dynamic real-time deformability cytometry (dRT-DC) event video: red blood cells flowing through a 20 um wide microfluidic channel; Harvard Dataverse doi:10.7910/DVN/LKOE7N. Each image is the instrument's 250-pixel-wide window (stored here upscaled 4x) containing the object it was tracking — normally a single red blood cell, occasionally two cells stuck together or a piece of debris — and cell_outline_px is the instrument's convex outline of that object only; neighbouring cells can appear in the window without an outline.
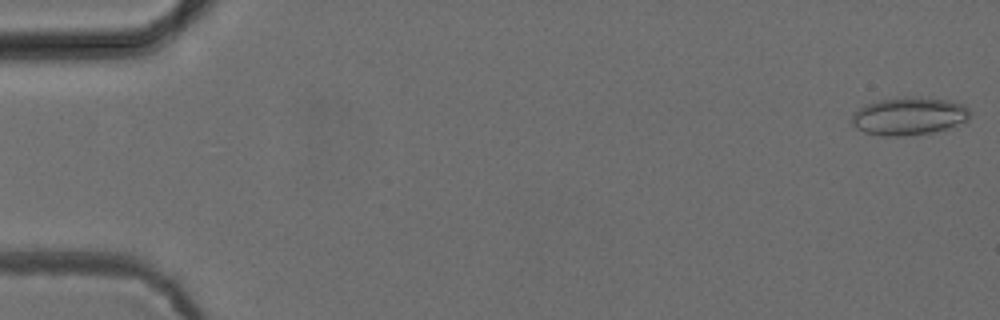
{"species": "common noctule bat (a hibernating species)", "species_latin": "Nyctalus noctula", "temperature_condition": "cold", "stored_images_in_passage": 52, "camera_frame_rate_fps": 3000, "um_per_image_px": 0.085, "animal": {"sex": "female", "body_mass_g": 24.6, "forearm_length_mm": 56.2}, "frame": {"image": 1, "passage_image": 1, "time_ms": 0.0, "image_size_px": [1000, 320], "cell_outline_px": [[972, 116], [968, 120], [932, 132], [904, 136], [880, 136], [864, 132], [856, 128], [852, 124], [852, 116], [864, 104], [880, 100], [944, 100], [964, 104], [972, 112]], "centroid_in_image_um": [77.25, 9.93], "position_along_channel_um": 7.8, "area_um2": 24.97}}
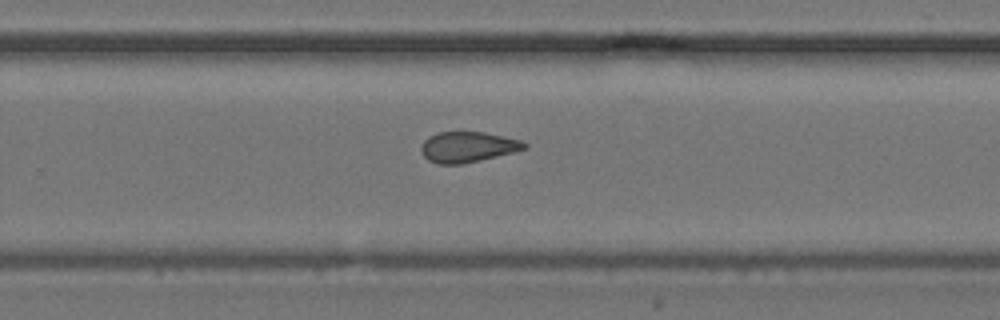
{"frame": {"image": 2, "passage_image": 34, "time_ms": 11.0, "image_size_px": [1000, 320], "cell_outline_px": [[528, 148], [480, 160], [460, 164], [440, 164], [428, 160], [424, 156], [420, 148], [424, 140], [428, 136], [436, 132], [484, 132], [520, 140], [528, 144]], "centroid_in_image_um": [39.73, 12.48], "position_along_channel_um": 290.1, "area_um2": 18.26}}
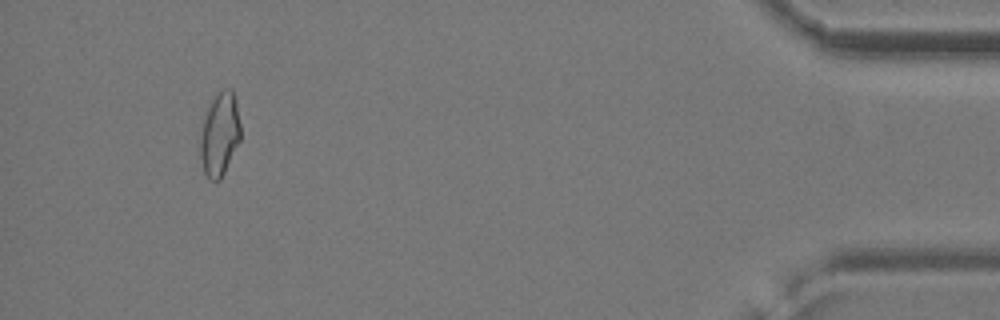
{"frame": {"image": 3, "passage_image": 49, "time_ms": 16.0, "image_size_px": [1000, 320], "cell_outline_px": [[240, 140], [220, 180], [208, 180], [204, 172], [200, 156], [200, 136], [204, 116], [212, 100], [224, 88], [232, 88], [236, 104], [240, 124]], "centroid_in_image_um": [18.66, 11.43], "position_along_channel_um": 416.5, "area_um2": 19.36}, "authors_computed_cell_mechanics": {"area_um2": 19.5075, "velocity_mm_per_s": 3.9225, "shape_relaxation_time_tau1_ms": null, "shape_relaxation_time_tau2_ms": 2.8038, "deformation_change_tau1": null, "deformation_change_tau2": 0.0976}}